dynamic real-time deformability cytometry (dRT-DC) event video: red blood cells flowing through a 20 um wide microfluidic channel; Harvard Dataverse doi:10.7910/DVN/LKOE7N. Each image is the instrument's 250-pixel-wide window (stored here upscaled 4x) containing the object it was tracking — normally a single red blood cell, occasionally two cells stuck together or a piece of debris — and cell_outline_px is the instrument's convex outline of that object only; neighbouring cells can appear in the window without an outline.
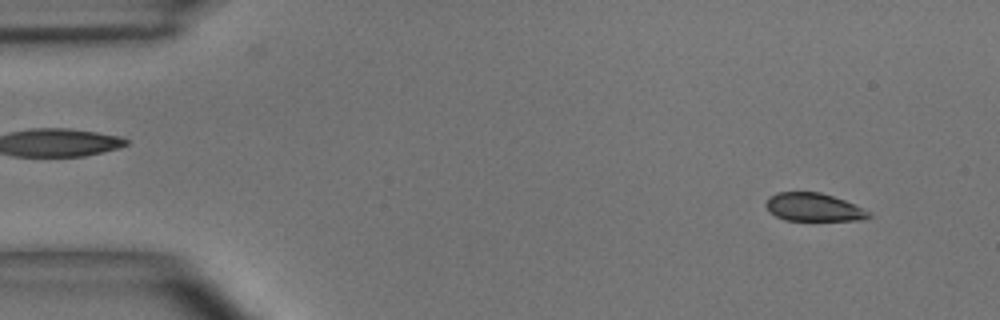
{"species": "common noctule bat (a hibernating species)", "species_latin": "Nyctalus noctula", "temperature_condition": "room temperature", "stored_images_in_passage": 43, "camera_frame_rate_fps": 3000, "um_per_image_px": 0.085, "animal": {"sex": "male", "body_mass_g": 15.6}, "frame": {"image": 1, "passage_image": 4, "time_ms": 1.0, "image_size_px": [1000, 320], "cell_outline_px": [[872, 216], [860, 220], [784, 220], [768, 212], [764, 204], [768, 196], [776, 192], [820, 192], [844, 200], [872, 212]], "centroid_in_image_um": [69.11, 17.61], "position_along_channel_um": 15.9, "area_um2": 16.99}}
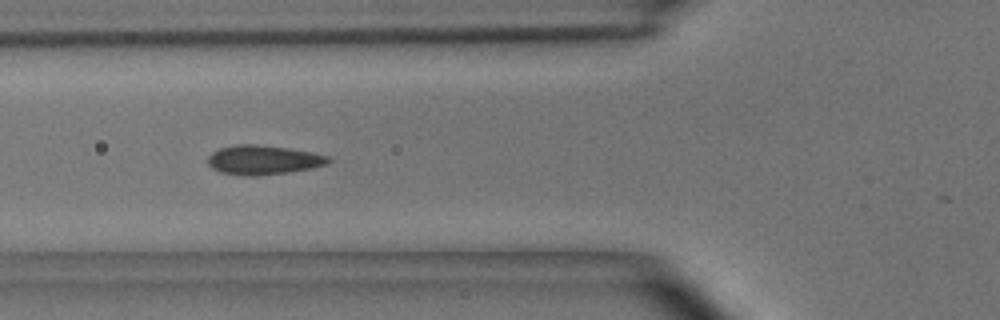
{"frame": {"image": 2, "passage_image": 18, "time_ms": 5.667, "image_size_px": [1000, 320], "cell_outline_px": [[332, 160], [328, 164], [312, 168], [288, 172], [252, 176], [248, 176], [220, 172], [212, 168], [208, 164], [208, 156], [212, 152], [220, 148], [236, 144], [256, 144], [288, 148], [312, 152], [328, 156]], "centroid_in_image_um": [22.38, 13.59], "position_along_channel_um": 103.4, "area_um2": 20.58}}
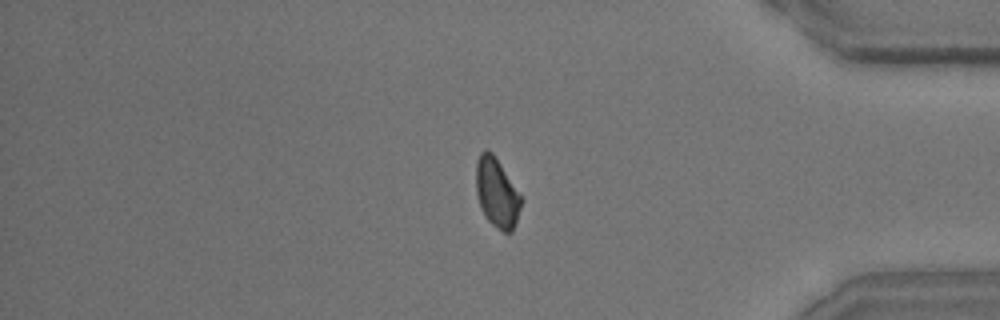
{"frame": {"image": 3, "passage_image": 42, "time_ms": 13.667, "image_size_px": [1000, 320], "cell_outline_px": [[524, 200], [512, 232], [504, 232], [492, 224], [488, 220], [480, 208], [476, 192], [476, 160], [480, 152], [484, 148], [488, 148], [492, 152]], "centroid_in_image_um": [42.22, 16.37], "position_along_channel_um": 393.0, "area_um2": 18.32}}